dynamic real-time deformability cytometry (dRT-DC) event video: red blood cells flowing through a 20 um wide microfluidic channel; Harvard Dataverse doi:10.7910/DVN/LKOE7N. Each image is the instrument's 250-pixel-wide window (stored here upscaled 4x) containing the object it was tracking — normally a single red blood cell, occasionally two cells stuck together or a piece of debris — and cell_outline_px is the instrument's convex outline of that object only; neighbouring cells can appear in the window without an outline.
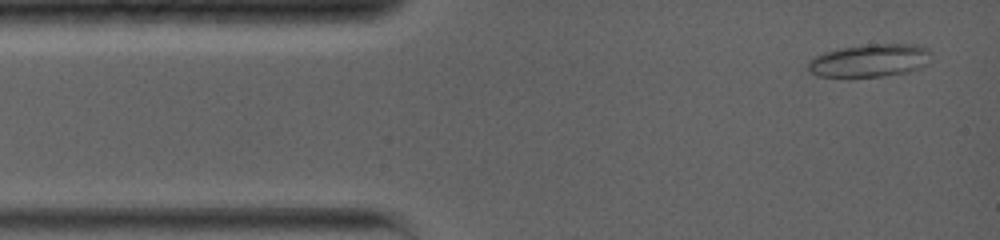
{"species": "common noctule bat (a hibernating species)", "species_latin": "Nyctalus noctula", "temperature_condition": "warm", "stored_images_in_passage": 58, "camera_frame_rate_fps": 5000, "um_per_image_px": 0.085, "animal": {"sex": "female", "body_mass_g": 19.0, "forearm_length_mm": 56.7}, "frame": {"image": 1, "passage_image": 3, "time_ms": 0.4, "image_size_px": [1000, 240], "cell_outline_px": [[928, 52], [924, 64], [920, 68], [908, 72], [880, 76], [848, 80], [816, 76], [808, 68], [808, 60], [824, 52], [840, 48], [872, 44], [916, 44], [928, 48]], "centroid_in_image_um": [73.81, 5.19], "position_along_channel_um": 11.2, "area_um2": 23.99}}
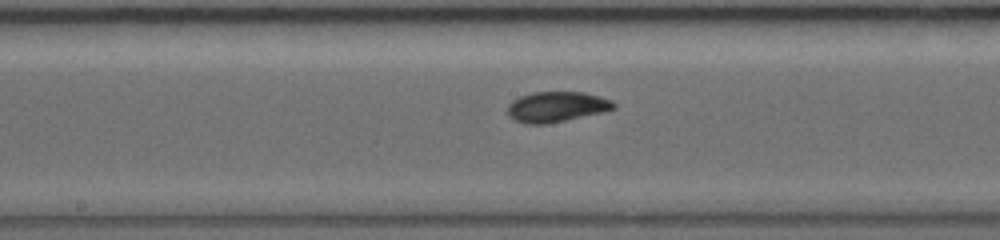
{"frame": {"image": 2, "passage_image": 28, "time_ms": 6.8, "image_size_px": [1000, 240], "cell_outline_px": [[616, 108], [600, 112], [564, 120], [544, 124], [528, 124], [516, 120], [508, 116], [508, 104], [512, 100], [520, 96], [532, 92], [584, 92], [612, 100], [616, 104]], "centroid_in_image_um": [47.28, 9.06], "position_along_channel_um": 200.9, "area_um2": 18.55}}
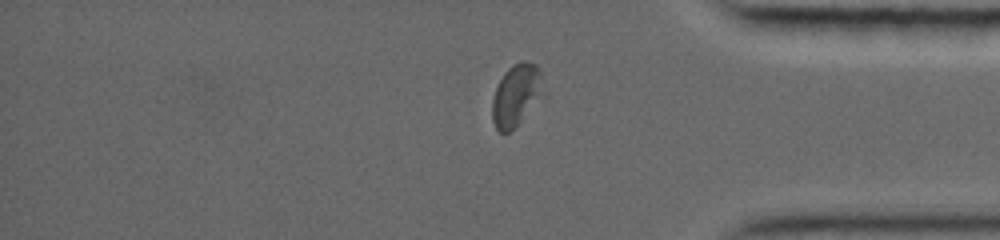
{"frame": {"image": 3, "passage_image": 49, "time_ms": 12.0, "image_size_px": [1000, 240], "cell_outline_px": [[540, 92], [520, 120], [508, 132], [500, 132], [496, 128], [492, 120], [492, 100], [496, 88], [504, 72], [512, 64], [520, 60], [524, 60], [536, 64], [540, 72]], "centroid_in_image_um": [43.78, 8.02], "position_along_channel_um": 391.4, "area_um2": 17.28}, "authors_computed_cell_mechanics": {"area_um2": 18.8139, "velocity_mm_per_s": 3.8946, "shape_relaxation_time_tau1_ms": null, "shape_relaxation_time_tau2_ms": 1.9787, "deformation_change_tau1": null, "deformation_change_tau2": 0.0576}}